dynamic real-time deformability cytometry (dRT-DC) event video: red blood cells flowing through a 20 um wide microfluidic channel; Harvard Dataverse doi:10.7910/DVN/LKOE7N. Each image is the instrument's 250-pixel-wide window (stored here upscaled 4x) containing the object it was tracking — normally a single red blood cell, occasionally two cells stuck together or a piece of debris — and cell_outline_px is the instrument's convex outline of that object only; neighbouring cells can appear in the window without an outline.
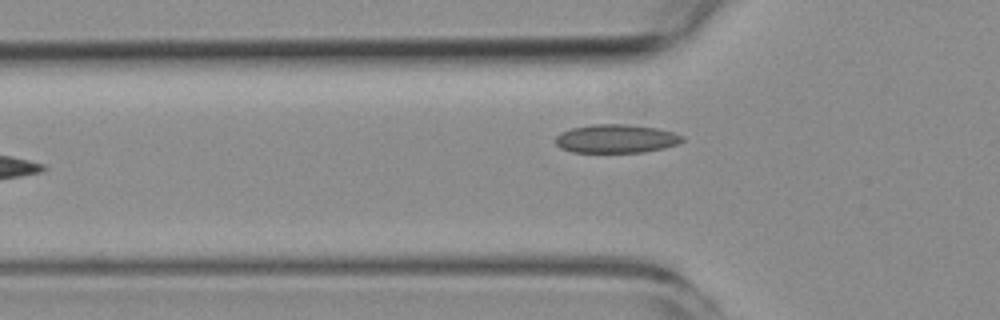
{"species": "common noctule bat (a hibernating species)", "species_latin": "Nyctalus noctula", "temperature_condition": "room temperature", "stored_images_in_passage": 5, "camera_frame_rate_fps": 3000, "um_per_image_px": 0.085, "animal": {"sex": "female", "body_mass_g": 19.3, "forearm_length_mm": 54.1}, "frame": {"image": 1, "passage_image": 5, "time_ms": 4.667, "image_size_px": [1000, 320], "cell_outline_px": [[684, 140], [676, 144], [664, 148], [644, 152], [572, 152], [560, 148], [556, 144], [556, 136], [560, 132], [572, 128], [592, 124], [628, 124], [656, 128], [672, 132], [684, 136]], "centroid_in_image_um": [52.35, 11.79], "position_along_channel_um": 73.4, "area_um2": 21.1}}